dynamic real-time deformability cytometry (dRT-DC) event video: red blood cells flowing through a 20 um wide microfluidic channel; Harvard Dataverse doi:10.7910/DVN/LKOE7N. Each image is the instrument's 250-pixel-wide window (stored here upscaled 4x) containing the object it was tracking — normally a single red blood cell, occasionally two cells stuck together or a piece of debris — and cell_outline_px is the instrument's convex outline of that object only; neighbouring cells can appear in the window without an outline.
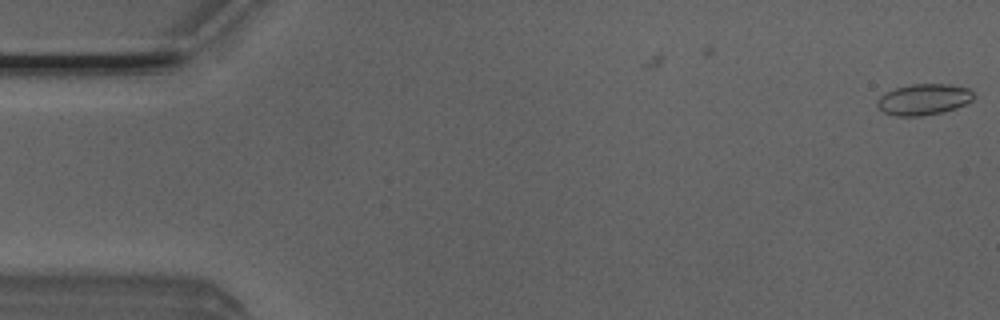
{"species": "Egyptian fruit bat (a non-hibernating species)", "species_latin": "Rousettus aegyptiacus", "temperature_condition": "room temperature", "stored_images_in_passage": 4, "camera_frame_rate_fps": 3000, "um_per_image_px": 0.085, "animal": {"sex": "male"}, "frame": {"image": 1, "passage_image": 4, "time_ms": 1.0, "image_size_px": [1000, 320], "cell_outline_px": [[976, 96], [972, 100], [956, 108], [940, 112], [920, 116], [896, 116], [884, 112], [876, 104], [876, 100], [884, 92], [896, 88], [912, 84], [948, 84], [968, 88]], "centroid_in_image_um": [78.5, 8.44], "position_along_channel_um": 6.5, "area_um2": 17.4}}